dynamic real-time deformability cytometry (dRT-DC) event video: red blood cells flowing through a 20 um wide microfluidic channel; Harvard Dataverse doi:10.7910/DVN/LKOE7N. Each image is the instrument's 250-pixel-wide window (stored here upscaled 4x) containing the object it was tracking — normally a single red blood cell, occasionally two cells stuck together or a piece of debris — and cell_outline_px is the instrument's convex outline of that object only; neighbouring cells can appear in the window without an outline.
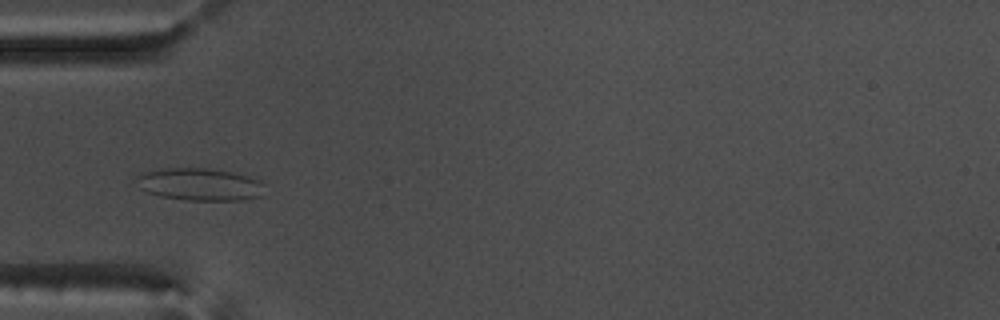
{"species": "common noctule bat (a hibernating species)", "species_latin": "Nyctalus noctula", "temperature_condition": "warm", "stored_images_in_passage": 52, "camera_frame_rate_fps": 3000, "um_per_image_px": 0.085, "animal": {"sex": "male", "body_mass_g": 17.5, "forearm_length_mm": 52.3}, "frame": {"image": 1, "passage_image": 15, "time_ms": 4.667, "image_size_px": [1000, 320], "cell_outline_px": [[264, 196], [240, 200], [188, 200], [160, 196], [148, 192], [140, 188], [136, 176], [140, 172], [168, 168], [208, 168], [232, 172], [248, 176], [260, 180], [264, 184]], "centroid_in_image_um": [17.02, 15.67], "position_along_channel_um": 68.0, "area_um2": 24.33}}
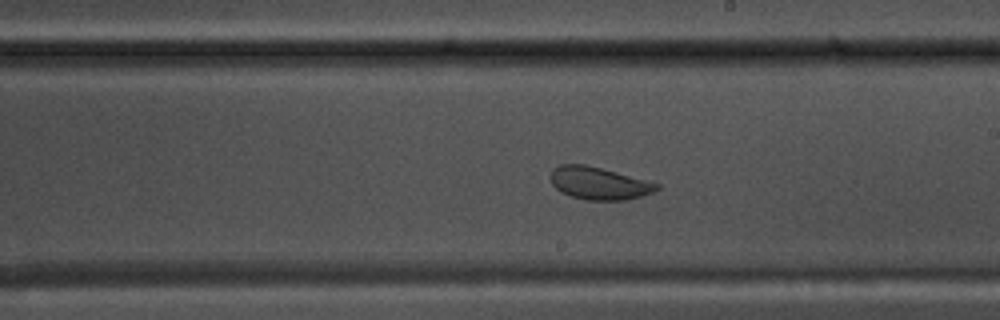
{"frame": {"image": 2, "passage_image": 29, "time_ms": 9.333, "image_size_px": [1000, 320], "cell_outline_px": [[660, 188], [652, 192], [628, 200], [588, 200], [572, 196], [560, 192], [552, 184], [552, 168], [560, 164], [584, 164], [600, 168], [660, 184]], "centroid_in_image_um": [50.89, 15.58], "position_along_channel_um": 238.1, "area_um2": 19.83}}
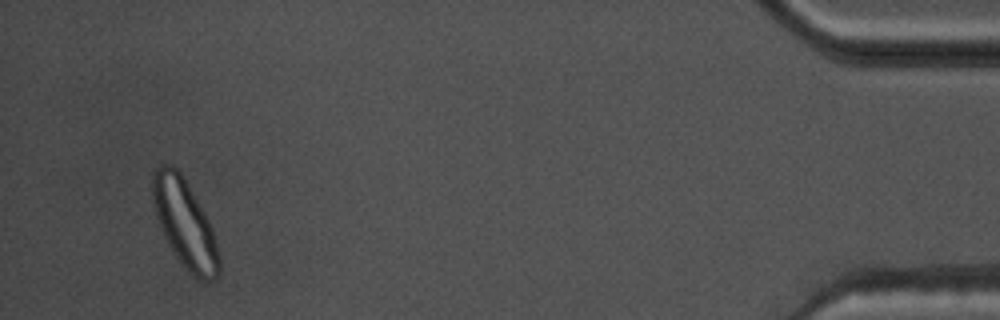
{"frame": {"image": 3, "passage_image": 50, "time_ms": 16.333, "image_size_px": [1000, 320], "cell_outline_px": [[220, 272], [216, 280], [196, 280], [180, 264], [172, 252], [164, 236], [156, 216], [152, 200], [152, 168], [160, 164], [168, 164], [176, 168], [180, 172], [204, 212], [212, 228], [220, 260]], "centroid_in_image_um": [15.68, 19.03], "position_along_channel_um": 419.5, "area_um2": 34.28}, "authors_computed_cell_mechanics": {"area_um2": 25.9522, "velocity_mm_per_s": 3.6604, "shape_relaxation_time_tau1_ms": 6.2167, "shape_relaxation_time_tau2_ms": null, "deformation_change_tau1": 0.1401, "deformation_change_tau2": null}}